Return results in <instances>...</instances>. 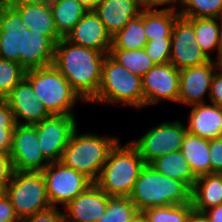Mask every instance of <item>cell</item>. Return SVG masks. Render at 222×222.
<instances>
[{
    "label": "cell",
    "instance_id": "obj_1",
    "mask_svg": "<svg viewBox=\"0 0 222 222\" xmlns=\"http://www.w3.org/2000/svg\"><path fill=\"white\" fill-rule=\"evenodd\" d=\"M106 55L61 38L55 44L53 65L67 79L79 97L88 103L98 92L102 64Z\"/></svg>",
    "mask_w": 222,
    "mask_h": 222
},
{
    "label": "cell",
    "instance_id": "obj_2",
    "mask_svg": "<svg viewBox=\"0 0 222 222\" xmlns=\"http://www.w3.org/2000/svg\"><path fill=\"white\" fill-rule=\"evenodd\" d=\"M191 191L184 182L163 175L150 164H145L129 198L138 212H143L151 207L191 203Z\"/></svg>",
    "mask_w": 222,
    "mask_h": 222
},
{
    "label": "cell",
    "instance_id": "obj_3",
    "mask_svg": "<svg viewBox=\"0 0 222 222\" xmlns=\"http://www.w3.org/2000/svg\"><path fill=\"white\" fill-rule=\"evenodd\" d=\"M119 140L116 137L99 136L91 132L80 134L76 128L63 150L60 162L64 166L84 174L94 183L110 151Z\"/></svg>",
    "mask_w": 222,
    "mask_h": 222
},
{
    "label": "cell",
    "instance_id": "obj_4",
    "mask_svg": "<svg viewBox=\"0 0 222 222\" xmlns=\"http://www.w3.org/2000/svg\"><path fill=\"white\" fill-rule=\"evenodd\" d=\"M144 166L136 148L130 142L121 146L119 140L94 183L109 196L129 197Z\"/></svg>",
    "mask_w": 222,
    "mask_h": 222
},
{
    "label": "cell",
    "instance_id": "obj_5",
    "mask_svg": "<svg viewBox=\"0 0 222 222\" xmlns=\"http://www.w3.org/2000/svg\"><path fill=\"white\" fill-rule=\"evenodd\" d=\"M89 103L127 105L144 108L142 77L117 63L109 54L102 64L101 82L96 96Z\"/></svg>",
    "mask_w": 222,
    "mask_h": 222
},
{
    "label": "cell",
    "instance_id": "obj_6",
    "mask_svg": "<svg viewBox=\"0 0 222 222\" xmlns=\"http://www.w3.org/2000/svg\"><path fill=\"white\" fill-rule=\"evenodd\" d=\"M24 78L50 115H75L76 102H84L53 64L27 70Z\"/></svg>",
    "mask_w": 222,
    "mask_h": 222
},
{
    "label": "cell",
    "instance_id": "obj_7",
    "mask_svg": "<svg viewBox=\"0 0 222 222\" xmlns=\"http://www.w3.org/2000/svg\"><path fill=\"white\" fill-rule=\"evenodd\" d=\"M4 193L20 221L52 207L42 172L13 171Z\"/></svg>",
    "mask_w": 222,
    "mask_h": 222
},
{
    "label": "cell",
    "instance_id": "obj_8",
    "mask_svg": "<svg viewBox=\"0 0 222 222\" xmlns=\"http://www.w3.org/2000/svg\"><path fill=\"white\" fill-rule=\"evenodd\" d=\"M186 126L180 120L167 121L151 127L138 140H130L145 164L167 153L181 150Z\"/></svg>",
    "mask_w": 222,
    "mask_h": 222
},
{
    "label": "cell",
    "instance_id": "obj_9",
    "mask_svg": "<svg viewBox=\"0 0 222 222\" xmlns=\"http://www.w3.org/2000/svg\"><path fill=\"white\" fill-rule=\"evenodd\" d=\"M46 182L47 196L52 207H65L77 195L84 192L93 182L84 174L64 166L61 162H51L42 171Z\"/></svg>",
    "mask_w": 222,
    "mask_h": 222
},
{
    "label": "cell",
    "instance_id": "obj_10",
    "mask_svg": "<svg viewBox=\"0 0 222 222\" xmlns=\"http://www.w3.org/2000/svg\"><path fill=\"white\" fill-rule=\"evenodd\" d=\"M34 126L44 157L50 163L60 162L63 150L77 128L75 115H50Z\"/></svg>",
    "mask_w": 222,
    "mask_h": 222
},
{
    "label": "cell",
    "instance_id": "obj_11",
    "mask_svg": "<svg viewBox=\"0 0 222 222\" xmlns=\"http://www.w3.org/2000/svg\"><path fill=\"white\" fill-rule=\"evenodd\" d=\"M9 155L14 171L42 172L50 163L39 147L34 125L16 124Z\"/></svg>",
    "mask_w": 222,
    "mask_h": 222
},
{
    "label": "cell",
    "instance_id": "obj_12",
    "mask_svg": "<svg viewBox=\"0 0 222 222\" xmlns=\"http://www.w3.org/2000/svg\"><path fill=\"white\" fill-rule=\"evenodd\" d=\"M210 60L196 42L193 24L179 16L172 31L169 63L181 70L202 65Z\"/></svg>",
    "mask_w": 222,
    "mask_h": 222
},
{
    "label": "cell",
    "instance_id": "obj_13",
    "mask_svg": "<svg viewBox=\"0 0 222 222\" xmlns=\"http://www.w3.org/2000/svg\"><path fill=\"white\" fill-rule=\"evenodd\" d=\"M180 70L171 63L155 64L143 77L144 107L162 100L178 103Z\"/></svg>",
    "mask_w": 222,
    "mask_h": 222
},
{
    "label": "cell",
    "instance_id": "obj_14",
    "mask_svg": "<svg viewBox=\"0 0 222 222\" xmlns=\"http://www.w3.org/2000/svg\"><path fill=\"white\" fill-rule=\"evenodd\" d=\"M217 70V62L213 59L199 66L181 69L178 104L190 106L205 103L204 96L210 94L211 82Z\"/></svg>",
    "mask_w": 222,
    "mask_h": 222
},
{
    "label": "cell",
    "instance_id": "obj_15",
    "mask_svg": "<svg viewBox=\"0 0 222 222\" xmlns=\"http://www.w3.org/2000/svg\"><path fill=\"white\" fill-rule=\"evenodd\" d=\"M5 99L14 114L16 124L35 125L50 116L25 78L11 90Z\"/></svg>",
    "mask_w": 222,
    "mask_h": 222
},
{
    "label": "cell",
    "instance_id": "obj_16",
    "mask_svg": "<svg viewBox=\"0 0 222 222\" xmlns=\"http://www.w3.org/2000/svg\"><path fill=\"white\" fill-rule=\"evenodd\" d=\"M27 29L19 12L7 2L0 12V59L14 61L21 65L23 32Z\"/></svg>",
    "mask_w": 222,
    "mask_h": 222
},
{
    "label": "cell",
    "instance_id": "obj_17",
    "mask_svg": "<svg viewBox=\"0 0 222 222\" xmlns=\"http://www.w3.org/2000/svg\"><path fill=\"white\" fill-rule=\"evenodd\" d=\"M110 197L95 183L91 184L64 207L65 222H97L106 212Z\"/></svg>",
    "mask_w": 222,
    "mask_h": 222
},
{
    "label": "cell",
    "instance_id": "obj_18",
    "mask_svg": "<svg viewBox=\"0 0 222 222\" xmlns=\"http://www.w3.org/2000/svg\"><path fill=\"white\" fill-rule=\"evenodd\" d=\"M65 39L72 44L92 48L106 54H109L112 46L111 35L93 10L84 14Z\"/></svg>",
    "mask_w": 222,
    "mask_h": 222
},
{
    "label": "cell",
    "instance_id": "obj_19",
    "mask_svg": "<svg viewBox=\"0 0 222 222\" xmlns=\"http://www.w3.org/2000/svg\"><path fill=\"white\" fill-rule=\"evenodd\" d=\"M8 2L19 12L23 24L31 32L46 35L54 44L62 38L56 30L50 5L25 0Z\"/></svg>",
    "mask_w": 222,
    "mask_h": 222
},
{
    "label": "cell",
    "instance_id": "obj_20",
    "mask_svg": "<svg viewBox=\"0 0 222 222\" xmlns=\"http://www.w3.org/2000/svg\"><path fill=\"white\" fill-rule=\"evenodd\" d=\"M143 8L136 0H101L93 10L113 37L127 23L137 17Z\"/></svg>",
    "mask_w": 222,
    "mask_h": 222
},
{
    "label": "cell",
    "instance_id": "obj_21",
    "mask_svg": "<svg viewBox=\"0 0 222 222\" xmlns=\"http://www.w3.org/2000/svg\"><path fill=\"white\" fill-rule=\"evenodd\" d=\"M189 107L188 133L208 140L222 137V108L214 103L193 104Z\"/></svg>",
    "mask_w": 222,
    "mask_h": 222
},
{
    "label": "cell",
    "instance_id": "obj_22",
    "mask_svg": "<svg viewBox=\"0 0 222 222\" xmlns=\"http://www.w3.org/2000/svg\"><path fill=\"white\" fill-rule=\"evenodd\" d=\"M24 45L21 53V66L27 71L53 64L55 44L41 33L23 32Z\"/></svg>",
    "mask_w": 222,
    "mask_h": 222
},
{
    "label": "cell",
    "instance_id": "obj_23",
    "mask_svg": "<svg viewBox=\"0 0 222 222\" xmlns=\"http://www.w3.org/2000/svg\"><path fill=\"white\" fill-rule=\"evenodd\" d=\"M191 202L199 212L222 204V173L198 176L191 191Z\"/></svg>",
    "mask_w": 222,
    "mask_h": 222
},
{
    "label": "cell",
    "instance_id": "obj_24",
    "mask_svg": "<svg viewBox=\"0 0 222 222\" xmlns=\"http://www.w3.org/2000/svg\"><path fill=\"white\" fill-rule=\"evenodd\" d=\"M179 16L176 6L165 9H143V25L147 41L171 39L175 21Z\"/></svg>",
    "mask_w": 222,
    "mask_h": 222
},
{
    "label": "cell",
    "instance_id": "obj_25",
    "mask_svg": "<svg viewBox=\"0 0 222 222\" xmlns=\"http://www.w3.org/2000/svg\"><path fill=\"white\" fill-rule=\"evenodd\" d=\"M181 152L196 177L211 173L208 139L186 132Z\"/></svg>",
    "mask_w": 222,
    "mask_h": 222
},
{
    "label": "cell",
    "instance_id": "obj_26",
    "mask_svg": "<svg viewBox=\"0 0 222 222\" xmlns=\"http://www.w3.org/2000/svg\"><path fill=\"white\" fill-rule=\"evenodd\" d=\"M195 29L196 42L204 54L212 59L210 53L217 49V58L222 53L221 18H188Z\"/></svg>",
    "mask_w": 222,
    "mask_h": 222
},
{
    "label": "cell",
    "instance_id": "obj_27",
    "mask_svg": "<svg viewBox=\"0 0 222 222\" xmlns=\"http://www.w3.org/2000/svg\"><path fill=\"white\" fill-rule=\"evenodd\" d=\"M150 165L159 173L184 182L191 190L196 181L181 150L167 153L153 160Z\"/></svg>",
    "mask_w": 222,
    "mask_h": 222
},
{
    "label": "cell",
    "instance_id": "obj_28",
    "mask_svg": "<svg viewBox=\"0 0 222 222\" xmlns=\"http://www.w3.org/2000/svg\"><path fill=\"white\" fill-rule=\"evenodd\" d=\"M51 11L58 34L65 38L88 11L76 0H55Z\"/></svg>",
    "mask_w": 222,
    "mask_h": 222
},
{
    "label": "cell",
    "instance_id": "obj_29",
    "mask_svg": "<svg viewBox=\"0 0 222 222\" xmlns=\"http://www.w3.org/2000/svg\"><path fill=\"white\" fill-rule=\"evenodd\" d=\"M146 43L142 10L137 17L132 18L122 30L112 37L110 49H144Z\"/></svg>",
    "mask_w": 222,
    "mask_h": 222
},
{
    "label": "cell",
    "instance_id": "obj_30",
    "mask_svg": "<svg viewBox=\"0 0 222 222\" xmlns=\"http://www.w3.org/2000/svg\"><path fill=\"white\" fill-rule=\"evenodd\" d=\"M109 55L117 63L140 77H143L155 65L144 49H110Z\"/></svg>",
    "mask_w": 222,
    "mask_h": 222
},
{
    "label": "cell",
    "instance_id": "obj_31",
    "mask_svg": "<svg viewBox=\"0 0 222 222\" xmlns=\"http://www.w3.org/2000/svg\"><path fill=\"white\" fill-rule=\"evenodd\" d=\"M183 18H222V0H176Z\"/></svg>",
    "mask_w": 222,
    "mask_h": 222
},
{
    "label": "cell",
    "instance_id": "obj_32",
    "mask_svg": "<svg viewBox=\"0 0 222 222\" xmlns=\"http://www.w3.org/2000/svg\"><path fill=\"white\" fill-rule=\"evenodd\" d=\"M193 210L191 203L151 207L143 211L148 222H187Z\"/></svg>",
    "mask_w": 222,
    "mask_h": 222
},
{
    "label": "cell",
    "instance_id": "obj_33",
    "mask_svg": "<svg viewBox=\"0 0 222 222\" xmlns=\"http://www.w3.org/2000/svg\"><path fill=\"white\" fill-rule=\"evenodd\" d=\"M138 212L129 197L111 196L106 212L97 222H128Z\"/></svg>",
    "mask_w": 222,
    "mask_h": 222
},
{
    "label": "cell",
    "instance_id": "obj_34",
    "mask_svg": "<svg viewBox=\"0 0 222 222\" xmlns=\"http://www.w3.org/2000/svg\"><path fill=\"white\" fill-rule=\"evenodd\" d=\"M26 70L17 62L0 59V98H5L24 78Z\"/></svg>",
    "mask_w": 222,
    "mask_h": 222
},
{
    "label": "cell",
    "instance_id": "obj_35",
    "mask_svg": "<svg viewBox=\"0 0 222 222\" xmlns=\"http://www.w3.org/2000/svg\"><path fill=\"white\" fill-rule=\"evenodd\" d=\"M145 52L155 64L170 62L171 39H153L147 41Z\"/></svg>",
    "mask_w": 222,
    "mask_h": 222
},
{
    "label": "cell",
    "instance_id": "obj_36",
    "mask_svg": "<svg viewBox=\"0 0 222 222\" xmlns=\"http://www.w3.org/2000/svg\"><path fill=\"white\" fill-rule=\"evenodd\" d=\"M211 173H222V137L209 140Z\"/></svg>",
    "mask_w": 222,
    "mask_h": 222
},
{
    "label": "cell",
    "instance_id": "obj_37",
    "mask_svg": "<svg viewBox=\"0 0 222 222\" xmlns=\"http://www.w3.org/2000/svg\"><path fill=\"white\" fill-rule=\"evenodd\" d=\"M21 222H65L64 211L61 212L58 207H51L43 212L30 215Z\"/></svg>",
    "mask_w": 222,
    "mask_h": 222
},
{
    "label": "cell",
    "instance_id": "obj_38",
    "mask_svg": "<svg viewBox=\"0 0 222 222\" xmlns=\"http://www.w3.org/2000/svg\"><path fill=\"white\" fill-rule=\"evenodd\" d=\"M13 165L9 152H0V184L5 188L13 174Z\"/></svg>",
    "mask_w": 222,
    "mask_h": 222
},
{
    "label": "cell",
    "instance_id": "obj_39",
    "mask_svg": "<svg viewBox=\"0 0 222 222\" xmlns=\"http://www.w3.org/2000/svg\"><path fill=\"white\" fill-rule=\"evenodd\" d=\"M208 98L210 103H214L222 108V73L218 70L213 76Z\"/></svg>",
    "mask_w": 222,
    "mask_h": 222
},
{
    "label": "cell",
    "instance_id": "obj_40",
    "mask_svg": "<svg viewBox=\"0 0 222 222\" xmlns=\"http://www.w3.org/2000/svg\"><path fill=\"white\" fill-rule=\"evenodd\" d=\"M0 222H21L5 193L0 196Z\"/></svg>",
    "mask_w": 222,
    "mask_h": 222
},
{
    "label": "cell",
    "instance_id": "obj_41",
    "mask_svg": "<svg viewBox=\"0 0 222 222\" xmlns=\"http://www.w3.org/2000/svg\"><path fill=\"white\" fill-rule=\"evenodd\" d=\"M14 114L5 98H0V127H15Z\"/></svg>",
    "mask_w": 222,
    "mask_h": 222
},
{
    "label": "cell",
    "instance_id": "obj_42",
    "mask_svg": "<svg viewBox=\"0 0 222 222\" xmlns=\"http://www.w3.org/2000/svg\"><path fill=\"white\" fill-rule=\"evenodd\" d=\"M136 1L143 9H158L159 6H160L159 9H165L177 6L176 0H136Z\"/></svg>",
    "mask_w": 222,
    "mask_h": 222
},
{
    "label": "cell",
    "instance_id": "obj_43",
    "mask_svg": "<svg viewBox=\"0 0 222 222\" xmlns=\"http://www.w3.org/2000/svg\"><path fill=\"white\" fill-rule=\"evenodd\" d=\"M15 127H0V152H10Z\"/></svg>",
    "mask_w": 222,
    "mask_h": 222
},
{
    "label": "cell",
    "instance_id": "obj_44",
    "mask_svg": "<svg viewBox=\"0 0 222 222\" xmlns=\"http://www.w3.org/2000/svg\"><path fill=\"white\" fill-rule=\"evenodd\" d=\"M209 222H222V204L212 207L204 212Z\"/></svg>",
    "mask_w": 222,
    "mask_h": 222
},
{
    "label": "cell",
    "instance_id": "obj_45",
    "mask_svg": "<svg viewBox=\"0 0 222 222\" xmlns=\"http://www.w3.org/2000/svg\"><path fill=\"white\" fill-rule=\"evenodd\" d=\"M187 222H209V220L204 212H199L193 209L190 212Z\"/></svg>",
    "mask_w": 222,
    "mask_h": 222
},
{
    "label": "cell",
    "instance_id": "obj_46",
    "mask_svg": "<svg viewBox=\"0 0 222 222\" xmlns=\"http://www.w3.org/2000/svg\"><path fill=\"white\" fill-rule=\"evenodd\" d=\"M76 1H78L82 6H84L89 11V10H94L101 0H76Z\"/></svg>",
    "mask_w": 222,
    "mask_h": 222
},
{
    "label": "cell",
    "instance_id": "obj_47",
    "mask_svg": "<svg viewBox=\"0 0 222 222\" xmlns=\"http://www.w3.org/2000/svg\"><path fill=\"white\" fill-rule=\"evenodd\" d=\"M128 222H148L143 212H137Z\"/></svg>",
    "mask_w": 222,
    "mask_h": 222
},
{
    "label": "cell",
    "instance_id": "obj_48",
    "mask_svg": "<svg viewBox=\"0 0 222 222\" xmlns=\"http://www.w3.org/2000/svg\"><path fill=\"white\" fill-rule=\"evenodd\" d=\"M25 1L51 5L55 0H25Z\"/></svg>",
    "mask_w": 222,
    "mask_h": 222
},
{
    "label": "cell",
    "instance_id": "obj_49",
    "mask_svg": "<svg viewBox=\"0 0 222 222\" xmlns=\"http://www.w3.org/2000/svg\"><path fill=\"white\" fill-rule=\"evenodd\" d=\"M218 71L222 73V53L216 58Z\"/></svg>",
    "mask_w": 222,
    "mask_h": 222
},
{
    "label": "cell",
    "instance_id": "obj_50",
    "mask_svg": "<svg viewBox=\"0 0 222 222\" xmlns=\"http://www.w3.org/2000/svg\"><path fill=\"white\" fill-rule=\"evenodd\" d=\"M8 2V0H0V12L3 6Z\"/></svg>",
    "mask_w": 222,
    "mask_h": 222
},
{
    "label": "cell",
    "instance_id": "obj_51",
    "mask_svg": "<svg viewBox=\"0 0 222 222\" xmlns=\"http://www.w3.org/2000/svg\"><path fill=\"white\" fill-rule=\"evenodd\" d=\"M5 188L0 184V196L4 194Z\"/></svg>",
    "mask_w": 222,
    "mask_h": 222
}]
</instances>
